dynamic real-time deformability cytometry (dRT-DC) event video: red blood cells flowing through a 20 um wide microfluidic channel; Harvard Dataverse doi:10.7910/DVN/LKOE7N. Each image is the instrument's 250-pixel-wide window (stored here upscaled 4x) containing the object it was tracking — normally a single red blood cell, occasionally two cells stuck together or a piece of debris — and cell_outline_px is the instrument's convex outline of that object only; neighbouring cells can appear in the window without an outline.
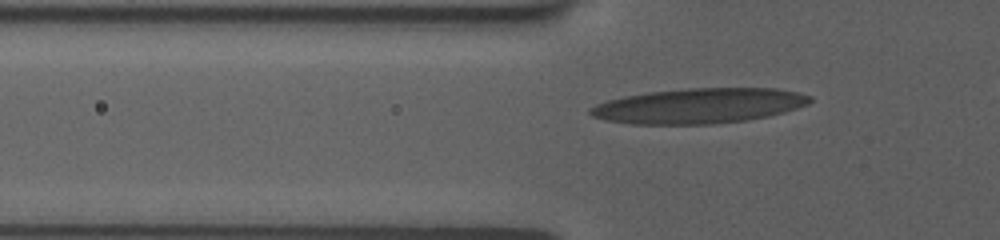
{"species": "human", "species_latin": "Homo sapiens", "temperature_condition": "room temperature", "stored_images_in_passage": 38, "camera_frame_rate_fps": 3000, "um_per_image_px": 0.085, "donor": {"sex": "female"}, "frame": {"image": 1, "passage_image": 6, "time_ms": 1.667, "image_size_px": [1000, 240], "cell_outline_px": [[812, 100], [808, 104], [784, 112], [768, 116], [744, 120], [708, 124], [628, 124], [604, 120], [592, 116], [588, 112], [588, 108], [596, 104], [608, 100], [624, 96], [648, 92], [688, 88], [776, 88], [800, 92], [812, 96]], "centroid_in_image_um": [59.4, 8.99], "position_along_channel_um": 66.4, "area_um2": 45.08}}
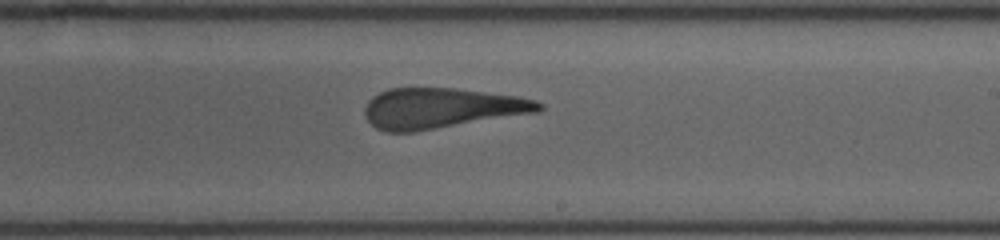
{"frame": {"image": 2, "passage_image": 21, "time_ms": 6.667, "image_size_px": [1000, 240], "cell_outline_px": [[544, 108], [540, 112], [412, 132], [384, 132], [376, 128], [364, 116], [364, 108], [368, 100], [372, 96], [388, 88], [456, 88], [520, 96], [536, 100], [544, 104]], "centroid_in_image_um": [37.54, 9.19], "position_along_channel_um": 251.5, "area_um2": 41.33}}
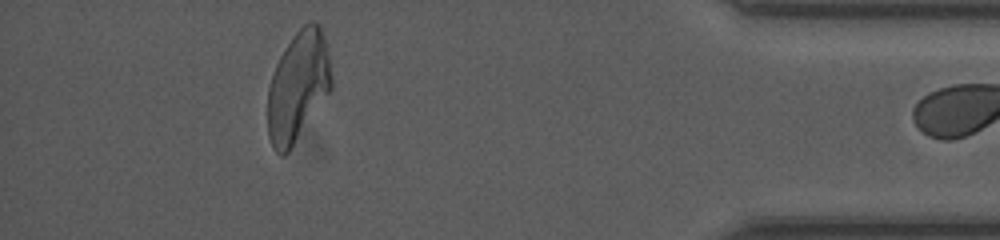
{"frame": {"image": 3, "passage_image": 37, "time_ms": 12.0, "image_size_px": [1000, 240], "cell_outline_px": [[332, 88], [288, 152], [284, 156], [280, 156], [272, 148], [268, 136], [268, 88], [276, 64], [284, 48], [292, 36], [308, 20], [312, 20], [320, 24], [328, 44], [332, 80]], "centroid_in_image_um": [25.34, 7.3], "position_along_channel_um": 409.9, "area_um2": 41.1}}